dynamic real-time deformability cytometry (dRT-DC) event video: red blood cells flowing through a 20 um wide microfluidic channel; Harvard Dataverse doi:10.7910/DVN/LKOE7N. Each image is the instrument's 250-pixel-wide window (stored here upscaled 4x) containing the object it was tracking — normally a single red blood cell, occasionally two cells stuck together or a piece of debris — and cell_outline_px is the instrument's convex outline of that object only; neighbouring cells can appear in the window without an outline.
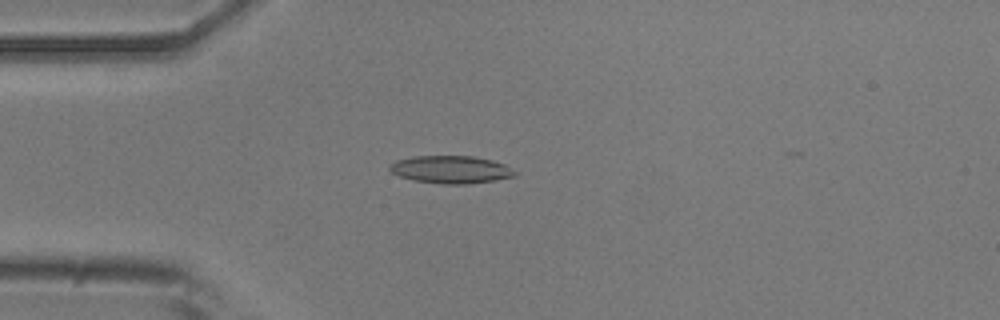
{"species": "common noctule bat (a hibernating species)", "species_latin": "Nyctalus noctula", "temperature_condition": "room temperature", "stored_images_in_passage": 40, "camera_frame_rate_fps": 3000, "um_per_image_px": 0.085, "animal": {"sex": "male", "body_mass_g": 20.5, "forearm_length_mm": 52.5}, "frame": {"image": 1, "passage_image": 6, "time_ms": 1.667, "image_size_px": [1000, 320], "cell_outline_px": [[516, 176], [468, 184], [440, 184], [412, 180], [400, 176], [392, 172], [388, 168], [388, 164], [396, 160], [412, 156], [472, 156], [492, 160], [504, 164], [516, 172]], "centroid_in_image_um": [38.27, 14.41], "position_along_channel_um": 46.7, "area_um2": 20.17}}
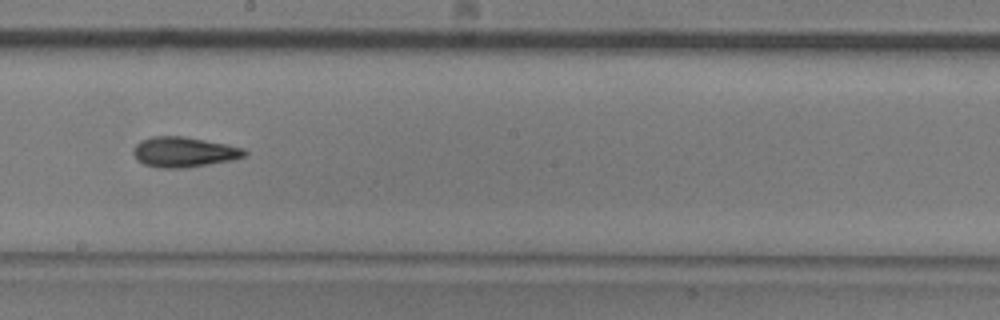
{"frame": {"image": 2, "passage_image": 22, "time_ms": 7.0, "image_size_px": [1000, 320], "cell_outline_px": [[248, 152], [244, 156], [232, 160], [184, 168], [160, 168], [144, 164], [136, 160], [132, 152], [132, 148], [140, 140], [152, 136], [184, 136], [228, 144], [244, 148]], "centroid_in_image_um": [15.6, 12.91], "position_along_channel_um": 232.6, "area_um2": 19.77}}
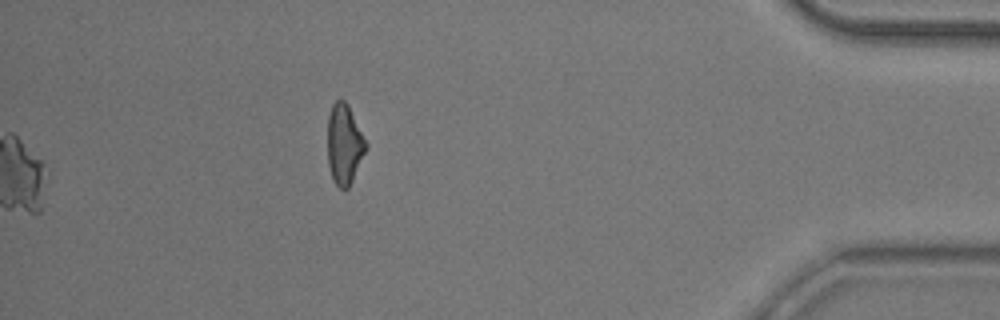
{"frame": {"image": 3, "passage_image": 40, "time_ms": 13.0, "image_size_px": [1000, 320], "cell_outline_px": [[368, 148], [348, 188], [344, 192], [332, 180], [328, 164], [328, 116], [332, 104], [336, 100], [344, 100], [348, 104], [368, 144]], "centroid_in_image_um": [29.27, 12.28], "position_along_channel_um": 405.9, "area_um2": 18.09}, "authors_computed_cell_mechanics": {"area_um2": 19.074, "velocity_mm_per_s": 3.7275, "shape_relaxation_time_tau1_ms": 6.0922, "shape_relaxation_time_tau2_ms": 3.2822, "deformation_change_tau1": 0.1716, "deformation_change_tau2": 0.124}}